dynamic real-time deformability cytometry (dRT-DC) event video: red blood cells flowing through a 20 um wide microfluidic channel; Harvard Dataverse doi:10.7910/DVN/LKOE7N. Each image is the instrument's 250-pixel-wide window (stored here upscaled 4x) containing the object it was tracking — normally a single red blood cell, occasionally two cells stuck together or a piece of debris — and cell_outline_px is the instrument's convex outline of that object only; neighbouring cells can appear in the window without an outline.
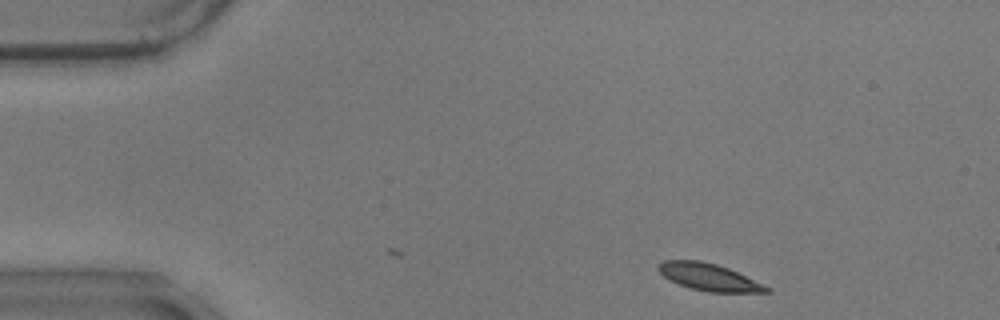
{"species": "common noctule bat (a hibernating species)", "species_latin": "Nyctalus noctula", "temperature_condition": "warm", "stored_images_in_passage": 38, "camera_frame_rate_fps": 3000, "um_per_image_px": 0.085, "animal": {"sex": "male", "body_mass_g": 17.9}, "frame": {"image": 1, "passage_image": 1, "time_ms": 0.0, "image_size_px": [1000, 320], "cell_outline_px": [[772, 292], [708, 292], [692, 288], [680, 284], [664, 276], [656, 268], [664, 260], [700, 260], [716, 264], [728, 268], [768, 288]], "centroid_in_image_um": [60.2, 23.54], "position_along_channel_um": 24.8, "area_um2": 16.47}}
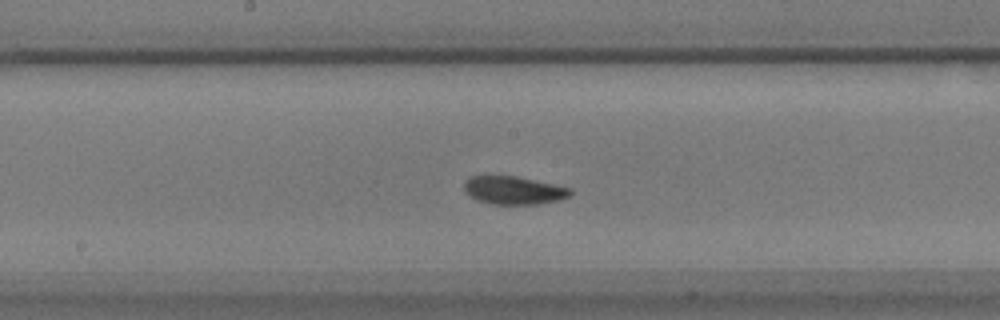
{"frame": {"image": 2, "passage_image": 23, "time_ms": 7.333, "image_size_px": [1000, 320], "cell_outline_px": [[572, 192], [568, 196], [560, 200], [540, 204], [488, 204], [476, 200], [464, 188], [464, 184], [468, 176], [484, 172], [516, 176], [572, 188]], "centroid_in_image_um": [43.6, 16.13], "position_along_channel_um": 204.6, "area_um2": 18.03}}
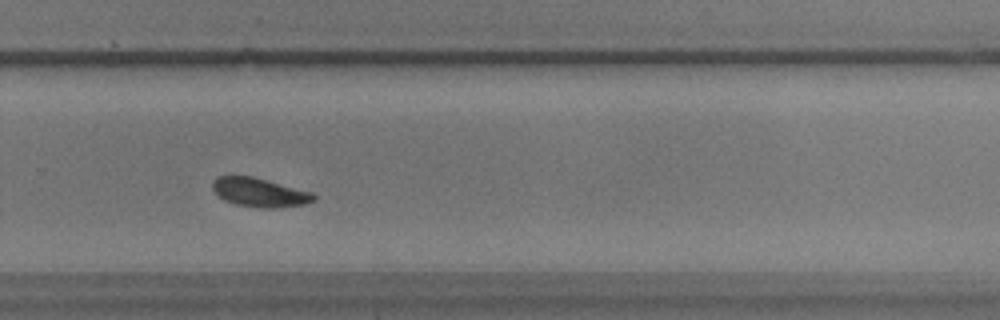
{"frame": {"image": 3, "passage_image": 32, "time_ms": 10.333, "image_size_px": [1000, 320], "cell_outline_px": [[316, 200], [308, 204], [276, 208], [260, 208], [236, 204], [224, 200], [212, 188], [212, 180], [216, 176], [252, 176], [312, 192], [316, 196]], "centroid_in_image_um": [22.09, 16.36], "position_along_channel_um": 307.7, "area_um2": 17.11}, "authors_computed_cell_mechanics": {"area_um2": 17.3111, "velocity_mm_per_s": 3.4565, "shape_relaxation_time_tau1_ms": 3.3655, "shape_relaxation_time_tau2_ms": null, "deformation_change_tau1": 0.0949, "deformation_change_tau2": null}}